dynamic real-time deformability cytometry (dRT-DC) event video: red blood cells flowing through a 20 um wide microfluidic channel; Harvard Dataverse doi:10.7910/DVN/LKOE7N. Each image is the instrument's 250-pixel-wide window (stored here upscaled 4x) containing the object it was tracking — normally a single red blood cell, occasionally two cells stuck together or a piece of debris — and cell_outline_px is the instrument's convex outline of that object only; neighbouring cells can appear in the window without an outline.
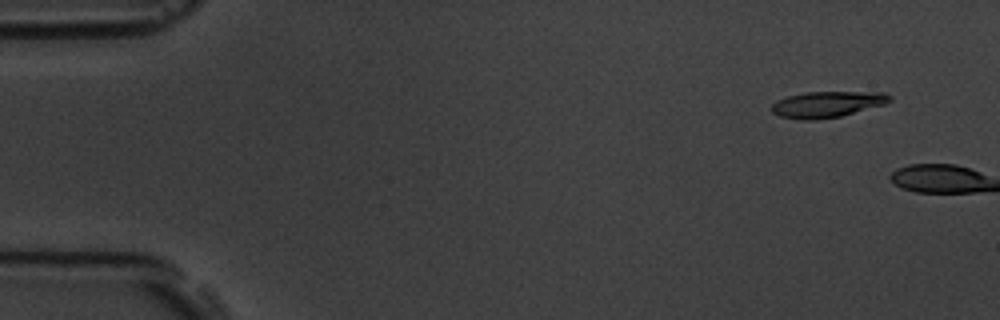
{"species": "common noctule bat (a hibernating species)", "species_latin": "Nyctalus noctula", "temperature_condition": "room temperature", "stored_images_in_passage": 2, "camera_frame_rate_fps": 3000, "um_per_image_px": 0.085, "animal": {"sex": "male", "body_mass_g": 19.5, "forearm_length_mm": 54.6}, "frame": {"image": 1, "passage_image": 1, "time_ms": 0.0, "image_size_px": [1000, 320], "cell_outline_px": [[892, 100], [884, 104], [840, 116], [816, 120], [800, 120], [780, 116], [772, 112], [772, 104], [776, 100], [788, 96], [804, 92], [884, 92], [892, 96]], "centroid_in_image_um": [70.29, 8.86], "position_along_channel_um": 14.7, "area_um2": 17.92}}